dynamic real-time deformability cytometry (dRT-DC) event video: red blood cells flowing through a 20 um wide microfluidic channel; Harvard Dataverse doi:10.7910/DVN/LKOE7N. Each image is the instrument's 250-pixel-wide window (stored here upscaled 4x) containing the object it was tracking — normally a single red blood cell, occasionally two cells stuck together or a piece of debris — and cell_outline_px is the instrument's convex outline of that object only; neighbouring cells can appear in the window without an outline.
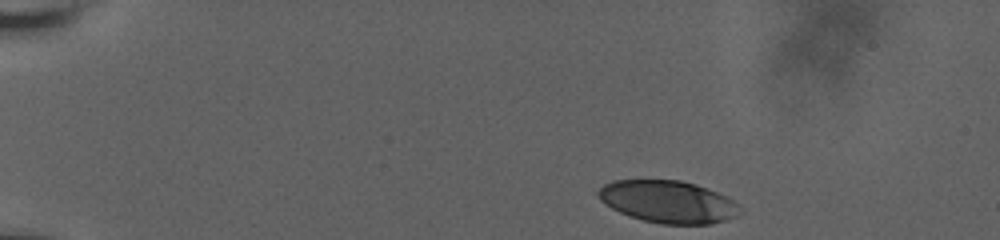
{"species": "human", "species_latin": "Homo sapiens", "temperature_condition": "room temperature", "stored_images_in_passage": 43, "camera_frame_rate_fps": 3000, "um_per_image_px": 0.085, "donor": {"sex": "male"}, "frame": {"image": 1, "passage_image": 1, "time_ms": 0.0, "image_size_px": [1000, 240], "cell_outline_px": [[744, 212], [736, 216], [712, 224], [660, 224], [644, 220], [620, 212], [604, 204], [596, 196], [596, 192], [604, 184], [612, 180], [680, 180], [696, 184], [708, 188], [728, 196]], "centroid_in_image_um": [56.79, 17.14], "position_along_channel_um": 28.2, "area_um2": 35.08}}
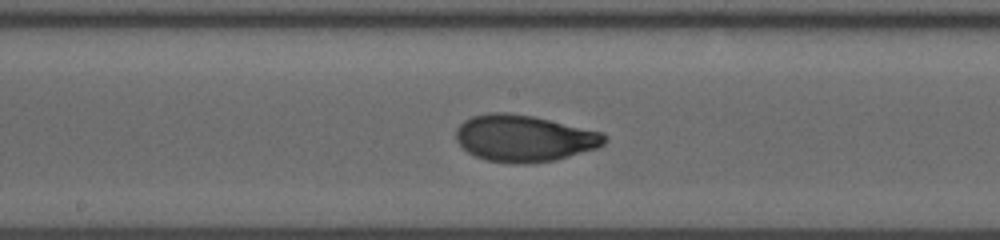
{"frame": {"image": 2, "passage_image": 24, "time_ms": 7.667, "image_size_px": [1000, 240], "cell_outline_px": [[608, 140], [604, 144], [596, 148], [556, 160], [524, 164], [516, 164], [484, 160], [468, 152], [456, 140], [456, 128], [464, 120], [472, 116], [488, 112], [508, 112], [532, 116], [604, 132], [608, 136]], "centroid_in_image_um": [44.56, 11.75], "position_along_channel_um": 203.6, "area_um2": 40.63}}
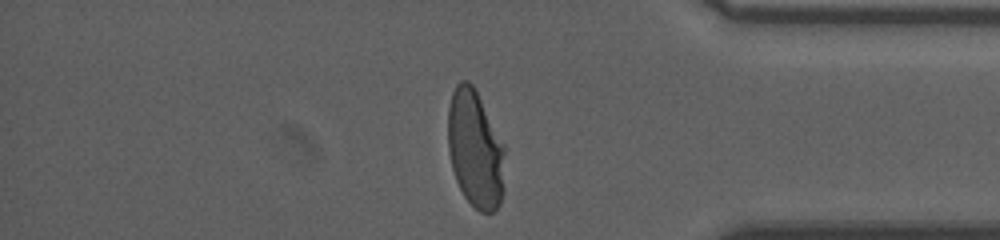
{"frame": {"image": 3, "passage_image": 41, "time_ms": 13.333, "image_size_px": [1000, 240], "cell_outline_px": [[504, 192], [500, 204], [492, 212], [480, 212], [464, 196], [456, 180], [452, 168], [448, 152], [448, 108], [452, 92], [456, 84], [460, 80], [468, 80], [472, 84], [504, 144]], "centroid_in_image_um": [40.39, 12.68], "position_along_channel_um": 394.8, "area_um2": 39.07}, "authors_computed_cell_mechanics": {"area_um2": 38.4948, "velocity_mm_per_s": 3.6465, "shape_relaxation_time_tau1_ms": 5.0784, "shape_relaxation_time_tau2_ms": 0.7681, "deformation_change_tau1": 0.2211, "deformation_change_tau2": 0.0481}}